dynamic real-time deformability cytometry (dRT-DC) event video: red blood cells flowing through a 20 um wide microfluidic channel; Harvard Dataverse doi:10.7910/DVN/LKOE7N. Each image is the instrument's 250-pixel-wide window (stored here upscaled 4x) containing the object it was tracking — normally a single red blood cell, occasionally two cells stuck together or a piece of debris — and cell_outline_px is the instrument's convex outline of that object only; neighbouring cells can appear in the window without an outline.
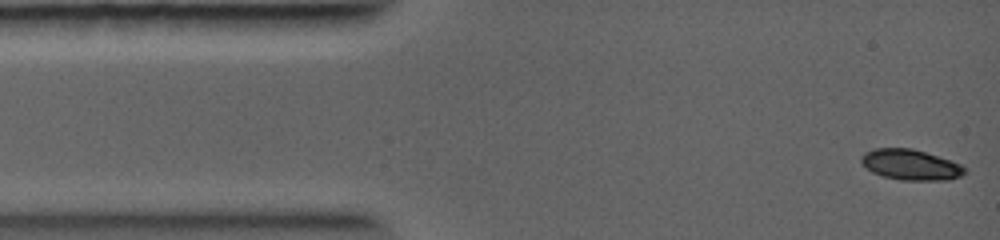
{"species": "common noctule bat (a hibernating species)", "species_latin": "Nyctalus noctula", "temperature_condition": "warm", "stored_images_in_passage": 48, "camera_frame_rate_fps": 5000, "um_per_image_px": 0.085, "animal": {"sex": "female", "body_mass_g": 19.0, "forearm_length_mm": 56.7}, "frame": {"image": 1, "passage_image": 1, "time_ms": 0.0, "image_size_px": [1000, 240], "cell_outline_px": [[964, 172], [960, 176], [948, 180], [900, 180], [884, 176], [872, 172], [860, 164], [860, 156], [864, 152], [876, 148], [912, 148], [960, 164], [964, 168]], "centroid_in_image_um": [77.32, 14.0], "position_along_channel_um": 7.7, "area_um2": 18.26}}
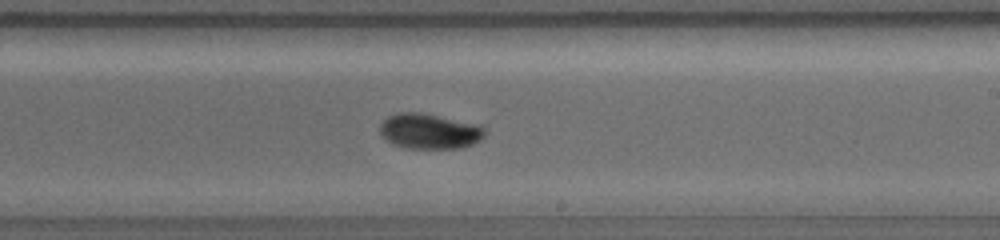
{"frame": {"image": 2, "passage_image": 26, "time_ms": 6.8, "image_size_px": [1000, 240], "cell_outline_px": [[484, 136], [480, 140], [472, 144], [460, 148], [408, 148], [392, 144], [380, 132], [380, 124], [388, 116], [400, 112], [420, 112], [476, 124], [484, 128]], "centroid_in_image_um": [36.49, 11.15], "position_along_channel_um": 252.5, "area_um2": 21.27}}
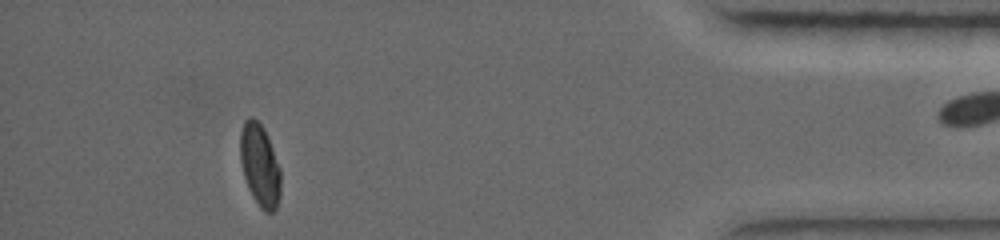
{"frame": {"image": 3, "passage_image": 43, "time_ms": 11.4, "image_size_px": [1000, 240], "cell_outline_px": [[280, 196], [276, 208], [272, 212], [264, 212], [260, 208], [252, 196], [248, 188], [244, 176], [240, 160], [240, 132], [244, 120], [248, 116], [252, 116], [264, 128], [268, 136], [280, 168]], "centroid_in_image_um": [22.08, 14.03], "position_along_channel_um": 413.1, "area_um2": 19.59}}